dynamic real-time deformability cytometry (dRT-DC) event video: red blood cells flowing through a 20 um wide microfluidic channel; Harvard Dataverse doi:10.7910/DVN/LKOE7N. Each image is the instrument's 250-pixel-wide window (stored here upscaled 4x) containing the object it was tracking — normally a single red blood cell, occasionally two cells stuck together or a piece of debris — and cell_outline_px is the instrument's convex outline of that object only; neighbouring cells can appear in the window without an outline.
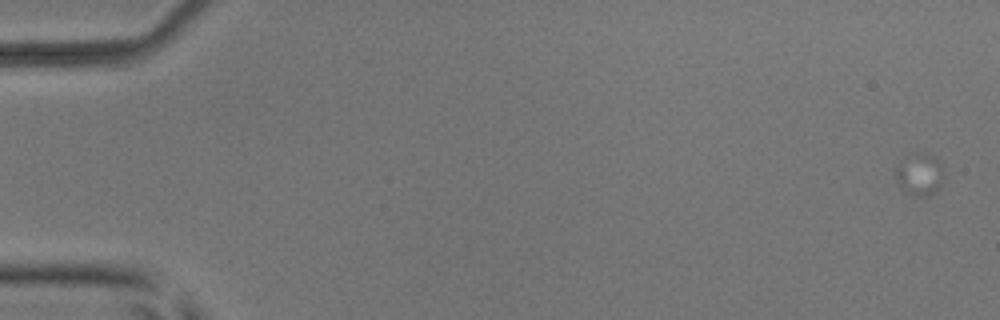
{"species": "common noctule bat (a hibernating species)", "species_latin": "Nyctalus noctula", "temperature_condition": "room temperature", "stored_images_in_passage": 11, "camera_frame_rate_fps": 3000, "um_per_image_px": 0.085, "animal": {"sex": "male", "body_mass_g": 17.9, "forearm_length_mm": 54.2}, "frame": {"image": 1, "passage_image": 2, "time_ms": 0.333, "image_size_px": [1000, 320], "cell_outline_px": [[944, 176], [936, 192], [928, 196], [916, 196], [908, 192], [896, 180], [896, 168], [912, 152], [928, 152], [940, 160], [944, 172]], "centroid_in_image_um": [78.23, 14.78], "position_along_channel_um": 6.8, "area_um2": 11.79}}